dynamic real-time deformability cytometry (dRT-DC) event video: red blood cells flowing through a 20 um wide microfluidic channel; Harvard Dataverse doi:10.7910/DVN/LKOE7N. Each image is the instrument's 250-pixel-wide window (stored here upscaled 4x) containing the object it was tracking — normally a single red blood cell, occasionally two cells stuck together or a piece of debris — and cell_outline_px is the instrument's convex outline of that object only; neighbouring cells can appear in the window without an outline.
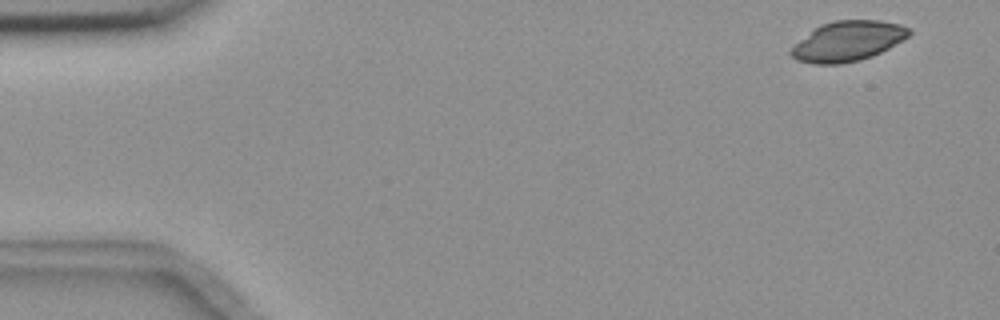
{"species": "common noctule bat (a hibernating species)", "species_latin": "Nyctalus noctula", "temperature_condition": "room temperature", "stored_images_in_passage": 5, "camera_frame_rate_fps": 3000, "um_per_image_px": 0.085, "animal": {"sex": "female", "body_mass_g": 18.4}, "frame": {"image": 1, "passage_image": 1, "time_ms": 0.0, "image_size_px": [1000, 320], "cell_outline_px": [[912, 32], [908, 36], [888, 48], [872, 56], [860, 60], [840, 64], [812, 64], [796, 60], [788, 52], [800, 40], [820, 24], [836, 20], [880, 20], [900, 24], [908, 28]], "centroid_in_image_um": [72.05, 3.5], "position_along_channel_um": 12.9, "area_um2": 27.34}}